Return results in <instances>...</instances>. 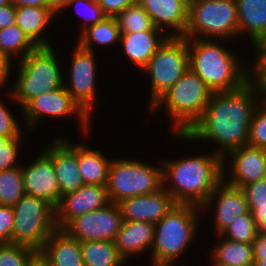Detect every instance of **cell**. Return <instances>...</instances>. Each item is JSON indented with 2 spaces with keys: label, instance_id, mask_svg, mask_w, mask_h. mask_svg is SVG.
<instances>
[{
  "label": "cell",
  "instance_id": "21",
  "mask_svg": "<svg viewBox=\"0 0 266 266\" xmlns=\"http://www.w3.org/2000/svg\"><path fill=\"white\" fill-rule=\"evenodd\" d=\"M154 232V223L123 220L114 240L121 257L127 261L132 255L146 252L149 248L151 250Z\"/></svg>",
  "mask_w": 266,
  "mask_h": 266
},
{
  "label": "cell",
  "instance_id": "2",
  "mask_svg": "<svg viewBox=\"0 0 266 266\" xmlns=\"http://www.w3.org/2000/svg\"><path fill=\"white\" fill-rule=\"evenodd\" d=\"M162 167L163 188L172 195L176 204L201 207L223 180V157L215 152L164 161Z\"/></svg>",
  "mask_w": 266,
  "mask_h": 266
},
{
  "label": "cell",
  "instance_id": "5",
  "mask_svg": "<svg viewBox=\"0 0 266 266\" xmlns=\"http://www.w3.org/2000/svg\"><path fill=\"white\" fill-rule=\"evenodd\" d=\"M212 90L189 68L151 108L164 104L174 122V134H186L201 118L211 99Z\"/></svg>",
  "mask_w": 266,
  "mask_h": 266
},
{
  "label": "cell",
  "instance_id": "51",
  "mask_svg": "<svg viewBox=\"0 0 266 266\" xmlns=\"http://www.w3.org/2000/svg\"><path fill=\"white\" fill-rule=\"evenodd\" d=\"M254 266H266V258L254 259Z\"/></svg>",
  "mask_w": 266,
  "mask_h": 266
},
{
  "label": "cell",
  "instance_id": "10",
  "mask_svg": "<svg viewBox=\"0 0 266 266\" xmlns=\"http://www.w3.org/2000/svg\"><path fill=\"white\" fill-rule=\"evenodd\" d=\"M189 69L188 39L169 36L142 69L151 77L150 106Z\"/></svg>",
  "mask_w": 266,
  "mask_h": 266
},
{
  "label": "cell",
  "instance_id": "12",
  "mask_svg": "<svg viewBox=\"0 0 266 266\" xmlns=\"http://www.w3.org/2000/svg\"><path fill=\"white\" fill-rule=\"evenodd\" d=\"M27 127L33 129L37 122L46 115L50 117H67L77 115L84 133H89L90 116L67 92L64 85L52 92L43 93L32 99L23 109ZM89 128V129H88Z\"/></svg>",
  "mask_w": 266,
  "mask_h": 266
},
{
  "label": "cell",
  "instance_id": "9",
  "mask_svg": "<svg viewBox=\"0 0 266 266\" xmlns=\"http://www.w3.org/2000/svg\"><path fill=\"white\" fill-rule=\"evenodd\" d=\"M106 187L110 202L116 204L133 196L152 194L163 188V167L132 159H113Z\"/></svg>",
  "mask_w": 266,
  "mask_h": 266
},
{
  "label": "cell",
  "instance_id": "30",
  "mask_svg": "<svg viewBox=\"0 0 266 266\" xmlns=\"http://www.w3.org/2000/svg\"><path fill=\"white\" fill-rule=\"evenodd\" d=\"M36 48L18 25L0 29V51L10 61L13 55H19L21 60Z\"/></svg>",
  "mask_w": 266,
  "mask_h": 266
},
{
  "label": "cell",
  "instance_id": "24",
  "mask_svg": "<svg viewBox=\"0 0 266 266\" xmlns=\"http://www.w3.org/2000/svg\"><path fill=\"white\" fill-rule=\"evenodd\" d=\"M55 15L49 7H16L15 22L37 47H48L50 42L42 33Z\"/></svg>",
  "mask_w": 266,
  "mask_h": 266
},
{
  "label": "cell",
  "instance_id": "15",
  "mask_svg": "<svg viewBox=\"0 0 266 266\" xmlns=\"http://www.w3.org/2000/svg\"><path fill=\"white\" fill-rule=\"evenodd\" d=\"M25 194L46 200L56 208L61 201L52 159L43 152L31 164L22 166Z\"/></svg>",
  "mask_w": 266,
  "mask_h": 266
},
{
  "label": "cell",
  "instance_id": "23",
  "mask_svg": "<svg viewBox=\"0 0 266 266\" xmlns=\"http://www.w3.org/2000/svg\"><path fill=\"white\" fill-rule=\"evenodd\" d=\"M161 30L138 31L135 33H121L120 42L129 60L141 70L149 63L151 57L169 37Z\"/></svg>",
  "mask_w": 266,
  "mask_h": 266
},
{
  "label": "cell",
  "instance_id": "13",
  "mask_svg": "<svg viewBox=\"0 0 266 266\" xmlns=\"http://www.w3.org/2000/svg\"><path fill=\"white\" fill-rule=\"evenodd\" d=\"M70 66V85L64 87L80 107L91 117L95 101L96 60L94 51L76 48Z\"/></svg>",
  "mask_w": 266,
  "mask_h": 266
},
{
  "label": "cell",
  "instance_id": "34",
  "mask_svg": "<svg viewBox=\"0 0 266 266\" xmlns=\"http://www.w3.org/2000/svg\"><path fill=\"white\" fill-rule=\"evenodd\" d=\"M250 41L255 48L257 56H255V65L253 64L249 68L248 81L259 89L262 85L266 84V29Z\"/></svg>",
  "mask_w": 266,
  "mask_h": 266
},
{
  "label": "cell",
  "instance_id": "26",
  "mask_svg": "<svg viewBox=\"0 0 266 266\" xmlns=\"http://www.w3.org/2000/svg\"><path fill=\"white\" fill-rule=\"evenodd\" d=\"M222 241L212 252L211 266H250L254 265V252L252 243L236 242L220 234ZM223 238V239H222Z\"/></svg>",
  "mask_w": 266,
  "mask_h": 266
},
{
  "label": "cell",
  "instance_id": "18",
  "mask_svg": "<svg viewBox=\"0 0 266 266\" xmlns=\"http://www.w3.org/2000/svg\"><path fill=\"white\" fill-rule=\"evenodd\" d=\"M172 195L164 188L147 195L133 196L118 203L124 221L157 223L175 205Z\"/></svg>",
  "mask_w": 266,
  "mask_h": 266
},
{
  "label": "cell",
  "instance_id": "47",
  "mask_svg": "<svg viewBox=\"0 0 266 266\" xmlns=\"http://www.w3.org/2000/svg\"><path fill=\"white\" fill-rule=\"evenodd\" d=\"M15 7L35 6L49 7L47 0H11Z\"/></svg>",
  "mask_w": 266,
  "mask_h": 266
},
{
  "label": "cell",
  "instance_id": "20",
  "mask_svg": "<svg viewBox=\"0 0 266 266\" xmlns=\"http://www.w3.org/2000/svg\"><path fill=\"white\" fill-rule=\"evenodd\" d=\"M150 15L154 27L171 29L169 36H184L188 24L189 0H138ZM163 27V28H162Z\"/></svg>",
  "mask_w": 266,
  "mask_h": 266
},
{
  "label": "cell",
  "instance_id": "11",
  "mask_svg": "<svg viewBox=\"0 0 266 266\" xmlns=\"http://www.w3.org/2000/svg\"><path fill=\"white\" fill-rule=\"evenodd\" d=\"M123 219L118 204L110 202L71 220L63 229L80 242L87 240L114 241Z\"/></svg>",
  "mask_w": 266,
  "mask_h": 266
},
{
  "label": "cell",
  "instance_id": "33",
  "mask_svg": "<svg viewBox=\"0 0 266 266\" xmlns=\"http://www.w3.org/2000/svg\"><path fill=\"white\" fill-rule=\"evenodd\" d=\"M258 233L259 229L253 220L252 214L248 211L246 214L233 219L220 235L236 242L253 243Z\"/></svg>",
  "mask_w": 266,
  "mask_h": 266
},
{
  "label": "cell",
  "instance_id": "36",
  "mask_svg": "<svg viewBox=\"0 0 266 266\" xmlns=\"http://www.w3.org/2000/svg\"><path fill=\"white\" fill-rule=\"evenodd\" d=\"M247 145L266 149V107L262 104L255 109L251 119Z\"/></svg>",
  "mask_w": 266,
  "mask_h": 266
},
{
  "label": "cell",
  "instance_id": "41",
  "mask_svg": "<svg viewBox=\"0 0 266 266\" xmlns=\"http://www.w3.org/2000/svg\"><path fill=\"white\" fill-rule=\"evenodd\" d=\"M13 224L12 206L0 205V243H12Z\"/></svg>",
  "mask_w": 266,
  "mask_h": 266
},
{
  "label": "cell",
  "instance_id": "38",
  "mask_svg": "<svg viewBox=\"0 0 266 266\" xmlns=\"http://www.w3.org/2000/svg\"><path fill=\"white\" fill-rule=\"evenodd\" d=\"M75 3L77 7L79 5L82 6L80 7L82 8V10H80V8L78 7V9L80 10V15L84 16L85 20H87L85 22L83 21V28H81V32L85 30L87 27L92 26L102 21L105 17H107L105 13L103 12L102 8L98 5L96 0H69L66 4V7L75 5ZM83 10L85 13L83 12ZM81 11L84 13V15L83 13L81 14Z\"/></svg>",
  "mask_w": 266,
  "mask_h": 266
},
{
  "label": "cell",
  "instance_id": "35",
  "mask_svg": "<svg viewBox=\"0 0 266 266\" xmlns=\"http://www.w3.org/2000/svg\"><path fill=\"white\" fill-rule=\"evenodd\" d=\"M36 253L25 245L0 243V266H27Z\"/></svg>",
  "mask_w": 266,
  "mask_h": 266
},
{
  "label": "cell",
  "instance_id": "27",
  "mask_svg": "<svg viewBox=\"0 0 266 266\" xmlns=\"http://www.w3.org/2000/svg\"><path fill=\"white\" fill-rule=\"evenodd\" d=\"M238 29L249 40L266 29V0H236Z\"/></svg>",
  "mask_w": 266,
  "mask_h": 266
},
{
  "label": "cell",
  "instance_id": "19",
  "mask_svg": "<svg viewBox=\"0 0 266 266\" xmlns=\"http://www.w3.org/2000/svg\"><path fill=\"white\" fill-rule=\"evenodd\" d=\"M212 202H217L214 221V229L216 230L215 232L217 235L227 228L233 219L237 216L246 214L249 211L242 189L240 187L229 185L224 180L217 185L210 196L201 205L200 209H208V206L213 204Z\"/></svg>",
  "mask_w": 266,
  "mask_h": 266
},
{
  "label": "cell",
  "instance_id": "14",
  "mask_svg": "<svg viewBox=\"0 0 266 266\" xmlns=\"http://www.w3.org/2000/svg\"><path fill=\"white\" fill-rule=\"evenodd\" d=\"M109 203L106 186L84 184L77 191L61 196L60 204L55 208L56 227L63 229L74 218Z\"/></svg>",
  "mask_w": 266,
  "mask_h": 266
},
{
  "label": "cell",
  "instance_id": "44",
  "mask_svg": "<svg viewBox=\"0 0 266 266\" xmlns=\"http://www.w3.org/2000/svg\"><path fill=\"white\" fill-rule=\"evenodd\" d=\"M248 208L259 231H266V204L248 205Z\"/></svg>",
  "mask_w": 266,
  "mask_h": 266
},
{
  "label": "cell",
  "instance_id": "4",
  "mask_svg": "<svg viewBox=\"0 0 266 266\" xmlns=\"http://www.w3.org/2000/svg\"><path fill=\"white\" fill-rule=\"evenodd\" d=\"M200 211L202 210L198 206L175 204L154 224L155 232L151 247L153 266L176 263L179 256L183 255L195 238Z\"/></svg>",
  "mask_w": 266,
  "mask_h": 266
},
{
  "label": "cell",
  "instance_id": "48",
  "mask_svg": "<svg viewBox=\"0 0 266 266\" xmlns=\"http://www.w3.org/2000/svg\"><path fill=\"white\" fill-rule=\"evenodd\" d=\"M27 266H51V265L40 252H37L28 262Z\"/></svg>",
  "mask_w": 266,
  "mask_h": 266
},
{
  "label": "cell",
  "instance_id": "46",
  "mask_svg": "<svg viewBox=\"0 0 266 266\" xmlns=\"http://www.w3.org/2000/svg\"><path fill=\"white\" fill-rule=\"evenodd\" d=\"M11 62L0 51V87L7 83L9 75L11 73Z\"/></svg>",
  "mask_w": 266,
  "mask_h": 266
},
{
  "label": "cell",
  "instance_id": "50",
  "mask_svg": "<svg viewBox=\"0 0 266 266\" xmlns=\"http://www.w3.org/2000/svg\"><path fill=\"white\" fill-rule=\"evenodd\" d=\"M259 91H260V95L263 97L261 101V103H263L262 105H264L266 107V84L265 85H262L260 88H259Z\"/></svg>",
  "mask_w": 266,
  "mask_h": 266
},
{
  "label": "cell",
  "instance_id": "28",
  "mask_svg": "<svg viewBox=\"0 0 266 266\" xmlns=\"http://www.w3.org/2000/svg\"><path fill=\"white\" fill-rule=\"evenodd\" d=\"M84 266H122L126 261L114 241L87 240L81 242Z\"/></svg>",
  "mask_w": 266,
  "mask_h": 266
},
{
  "label": "cell",
  "instance_id": "22",
  "mask_svg": "<svg viewBox=\"0 0 266 266\" xmlns=\"http://www.w3.org/2000/svg\"><path fill=\"white\" fill-rule=\"evenodd\" d=\"M51 266H84L81 242L57 228L39 251Z\"/></svg>",
  "mask_w": 266,
  "mask_h": 266
},
{
  "label": "cell",
  "instance_id": "31",
  "mask_svg": "<svg viewBox=\"0 0 266 266\" xmlns=\"http://www.w3.org/2000/svg\"><path fill=\"white\" fill-rule=\"evenodd\" d=\"M24 195L22 167L0 171V205L14 206Z\"/></svg>",
  "mask_w": 266,
  "mask_h": 266
},
{
  "label": "cell",
  "instance_id": "29",
  "mask_svg": "<svg viewBox=\"0 0 266 266\" xmlns=\"http://www.w3.org/2000/svg\"><path fill=\"white\" fill-rule=\"evenodd\" d=\"M121 30L116 17H105L102 21L87 27L80 32L77 44L88 51L93 50V44L111 45L120 42Z\"/></svg>",
  "mask_w": 266,
  "mask_h": 266
},
{
  "label": "cell",
  "instance_id": "7",
  "mask_svg": "<svg viewBox=\"0 0 266 266\" xmlns=\"http://www.w3.org/2000/svg\"><path fill=\"white\" fill-rule=\"evenodd\" d=\"M237 35L236 0L189 1L188 24L183 37L223 40Z\"/></svg>",
  "mask_w": 266,
  "mask_h": 266
},
{
  "label": "cell",
  "instance_id": "49",
  "mask_svg": "<svg viewBox=\"0 0 266 266\" xmlns=\"http://www.w3.org/2000/svg\"><path fill=\"white\" fill-rule=\"evenodd\" d=\"M69 0H47L49 8L57 14L62 12V9L66 7Z\"/></svg>",
  "mask_w": 266,
  "mask_h": 266
},
{
  "label": "cell",
  "instance_id": "6",
  "mask_svg": "<svg viewBox=\"0 0 266 266\" xmlns=\"http://www.w3.org/2000/svg\"><path fill=\"white\" fill-rule=\"evenodd\" d=\"M17 80L14 82L12 100L22 110L32 99L52 92L64 85V79L52 46L37 47L19 60Z\"/></svg>",
  "mask_w": 266,
  "mask_h": 266
},
{
  "label": "cell",
  "instance_id": "43",
  "mask_svg": "<svg viewBox=\"0 0 266 266\" xmlns=\"http://www.w3.org/2000/svg\"><path fill=\"white\" fill-rule=\"evenodd\" d=\"M16 7L11 3L0 7V29L16 24Z\"/></svg>",
  "mask_w": 266,
  "mask_h": 266
},
{
  "label": "cell",
  "instance_id": "17",
  "mask_svg": "<svg viewBox=\"0 0 266 266\" xmlns=\"http://www.w3.org/2000/svg\"><path fill=\"white\" fill-rule=\"evenodd\" d=\"M52 159L61 196L77 191L84 185L78 170V145L58 138L45 148Z\"/></svg>",
  "mask_w": 266,
  "mask_h": 266
},
{
  "label": "cell",
  "instance_id": "25",
  "mask_svg": "<svg viewBox=\"0 0 266 266\" xmlns=\"http://www.w3.org/2000/svg\"><path fill=\"white\" fill-rule=\"evenodd\" d=\"M111 161L100 150L78 145V170L85 185L106 186Z\"/></svg>",
  "mask_w": 266,
  "mask_h": 266
},
{
  "label": "cell",
  "instance_id": "1",
  "mask_svg": "<svg viewBox=\"0 0 266 266\" xmlns=\"http://www.w3.org/2000/svg\"><path fill=\"white\" fill-rule=\"evenodd\" d=\"M255 96H261L260 91L249 81L236 90L214 92L201 118L186 134L174 136L185 141L215 142L221 147L215 153L224 157L231 150L248 144L249 125L261 102Z\"/></svg>",
  "mask_w": 266,
  "mask_h": 266
},
{
  "label": "cell",
  "instance_id": "40",
  "mask_svg": "<svg viewBox=\"0 0 266 266\" xmlns=\"http://www.w3.org/2000/svg\"><path fill=\"white\" fill-rule=\"evenodd\" d=\"M22 130L12 113L0 100V136L22 137Z\"/></svg>",
  "mask_w": 266,
  "mask_h": 266
},
{
  "label": "cell",
  "instance_id": "16",
  "mask_svg": "<svg viewBox=\"0 0 266 266\" xmlns=\"http://www.w3.org/2000/svg\"><path fill=\"white\" fill-rule=\"evenodd\" d=\"M226 156L231 159L232 178L230 180L225 175ZM265 177L266 149L245 145L231 150L223 157V180L229 185L242 187Z\"/></svg>",
  "mask_w": 266,
  "mask_h": 266
},
{
  "label": "cell",
  "instance_id": "52",
  "mask_svg": "<svg viewBox=\"0 0 266 266\" xmlns=\"http://www.w3.org/2000/svg\"><path fill=\"white\" fill-rule=\"evenodd\" d=\"M11 0H0V7L11 4Z\"/></svg>",
  "mask_w": 266,
  "mask_h": 266
},
{
  "label": "cell",
  "instance_id": "3",
  "mask_svg": "<svg viewBox=\"0 0 266 266\" xmlns=\"http://www.w3.org/2000/svg\"><path fill=\"white\" fill-rule=\"evenodd\" d=\"M188 39L189 68L212 90L232 91L248 82L247 66L216 40ZM242 65V66H241Z\"/></svg>",
  "mask_w": 266,
  "mask_h": 266
},
{
  "label": "cell",
  "instance_id": "8",
  "mask_svg": "<svg viewBox=\"0 0 266 266\" xmlns=\"http://www.w3.org/2000/svg\"><path fill=\"white\" fill-rule=\"evenodd\" d=\"M12 243L39 252L57 229L55 208L46 200L25 194L14 206Z\"/></svg>",
  "mask_w": 266,
  "mask_h": 266
},
{
  "label": "cell",
  "instance_id": "37",
  "mask_svg": "<svg viewBox=\"0 0 266 266\" xmlns=\"http://www.w3.org/2000/svg\"><path fill=\"white\" fill-rule=\"evenodd\" d=\"M21 137L0 136V171L15 168Z\"/></svg>",
  "mask_w": 266,
  "mask_h": 266
},
{
  "label": "cell",
  "instance_id": "39",
  "mask_svg": "<svg viewBox=\"0 0 266 266\" xmlns=\"http://www.w3.org/2000/svg\"><path fill=\"white\" fill-rule=\"evenodd\" d=\"M248 205L266 204V177L240 187Z\"/></svg>",
  "mask_w": 266,
  "mask_h": 266
},
{
  "label": "cell",
  "instance_id": "32",
  "mask_svg": "<svg viewBox=\"0 0 266 266\" xmlns=\"http://www.w3.org/2000/svg\"><path fill=\"white\" fill-rule=\"evenodd\" d=\"M116 19L121 33H135L138 31L161 30L153 26L150 15L139 3L127 7Z\"/></svg>",
  "mask_w": 266,
  "mask_h": 266
},
{
  "label": "cell",
  "instance_id": "45",
  "mask_svg": "<svg viewBox=\"0 0 266 266\" xmlns=\"http://www.w3.org/2000/svg\"><path fill=\"white\" fill-rule=\"evenodd\" d=\"M252 244L254 259L266 258V231H259L256 239Z\"/></svg>",
  "mask_w": 266,
  "mask_h": 266
},
{
  "label": "cell",
  "instance_id": "53",
  "mask_svg": "<svg viewBox=\"0 0 266 266\" xmlns=\"http://www.w3.org/2000/svg\"><path fill=\"white\" fill-rule=\"evenodd\" d=\"M159 266H174V263H164V264L159 265Z\"/></svg>",
  "mask_w": 266,
  "mask_h": 266
},
{
  "label": "cell",
  "instance_id": "42",
  "mask_svg": "<svg viewBox=\"0 0 266 266\" xmlns=\"http://www.w3.org/2000/svg\"><path fill=\"white\" fill-rule=\"evenodd\" d=\"M108 17H116L127 7L138 3V0H96Z\"/></svg>",
  "mask_w": 266,
  "mask_h": 266
}]
</instances>
